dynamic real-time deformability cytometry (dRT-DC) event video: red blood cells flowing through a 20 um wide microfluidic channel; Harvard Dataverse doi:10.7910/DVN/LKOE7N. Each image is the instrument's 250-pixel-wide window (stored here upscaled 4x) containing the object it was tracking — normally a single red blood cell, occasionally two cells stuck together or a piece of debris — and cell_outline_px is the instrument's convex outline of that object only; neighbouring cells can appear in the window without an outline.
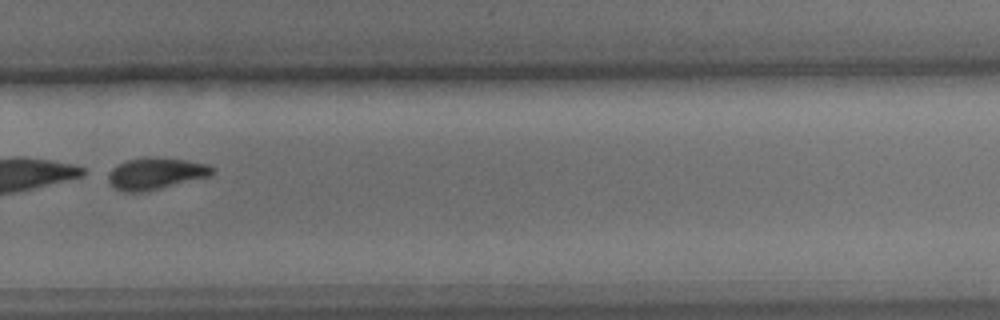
{"species": "common noctule bat (a hibernating species)", "species_latin": "Nyctalus noctula", "temperature_condition": "cold", "stored_images_in_passage": 11, "camera_frame_rate_fps": 3000, "um_per_image_px": 0.085, "animal": {"sex": "male", "body_mass_g": 15.6}, "frame": {"image": 1, "passage_image": 7, "time_ms": 2.0, "image_size_px": [1000, 320], "cell_outline_px": [[216, 168], [212, 176], [144, 192], [124, 192], [112, 188], [108, 184], [104, 172], [124, 160], [144, 156], [152, 156], [188, 160], [208, 164]], "centroid_in_image_um": [13.17, 14.74], "position_along_channel_um": 316.6, "area_um2": 20.17}}